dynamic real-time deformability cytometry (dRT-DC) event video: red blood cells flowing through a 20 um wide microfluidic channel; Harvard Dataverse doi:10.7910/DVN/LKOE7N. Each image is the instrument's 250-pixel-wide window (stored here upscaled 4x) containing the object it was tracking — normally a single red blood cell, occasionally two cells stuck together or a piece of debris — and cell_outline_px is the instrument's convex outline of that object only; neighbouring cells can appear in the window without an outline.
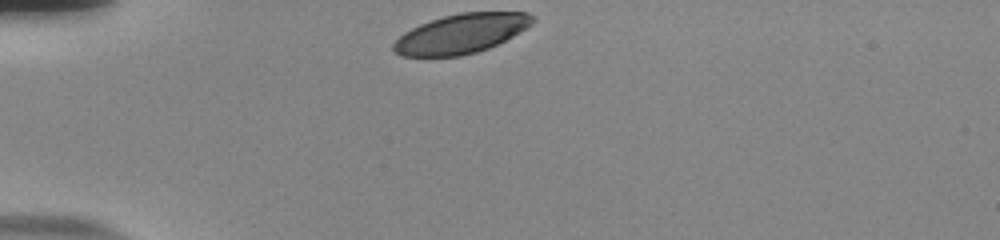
{"species": "human", "species_latin": "Homo sapiens", "temperature_condition": "room temperature", "stored_images_in_passage": 32, "camera_frame_rate_fps": 3000, "um_per_image_px": 0.085, "donor": {"sex": "male"}, "frame": {"image": 1, "passage_image": 1, "time_ms": 0.0, "image_size_px": [1000, 240], "cell_outline_px": [[536, 20], [532, 24], [512, 36], [488, 48], [476, 52], [460, 56], [400, 56], [392, 48], [392, 44], [404, 32], [420, 24], [444, 16], [460, 12], [528, 12], [536, 16]], "centroid_in_image_um": [39.21, 2.85], "position_along_channel_um": 45.8, "area_um2": 31.79}}
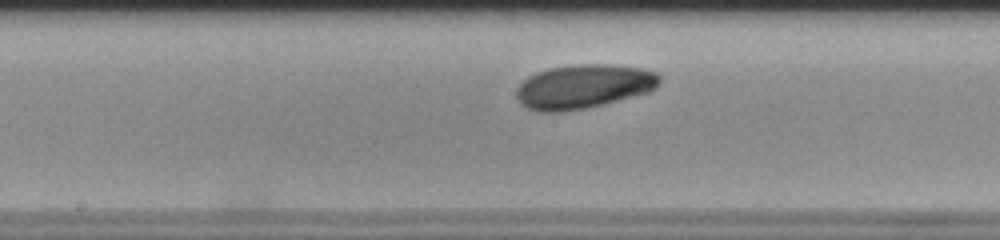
{"frame": {"image": 2, "passage_image": 16, "time_ms": 5.0, "image_size_px": [1000, 240], "cell_outline_px": [[660, 80], [656, 88], [648, 92], [584, 108], [560, 112], [540, 112], [528, 108], [520, 104], [516, 96], [516, 92], [520, 84], [528, 76], [536, 72], [548, 68], [572, 64], [616, 64], [640, 68], [656, 72], [660, 76]], "centroid_in_image_um": [49.58, 7.33], "position_along_channel_um": 198.6, "area_um2": 36.7}}
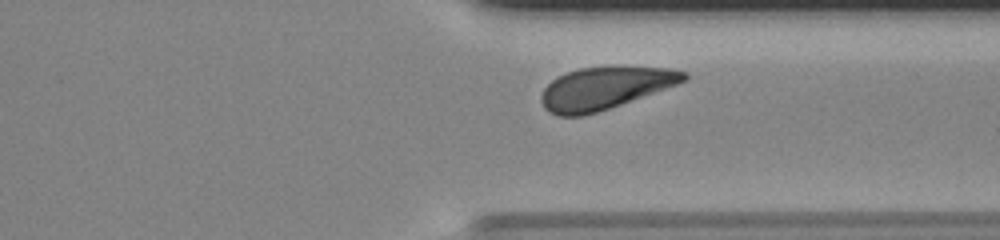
{"frame": {"image": 3, "passage_image": 29, "time_ms": 9.333, "image_size_px": [1000, 240], "cell_outline_px": [[688, 76], [684, 80], [676, 84], [620, 104], [596, 112], [580, 116], [556, 116], [548, 112], [544, 108], [540, 100], [540, 96], [544, 88], [552, 80], [568, 72], [580, 68], [612, 64], [620, 64], [672, 68], [688, 72]], "centroid_in_image_um": [51.41, 7.44], "position_along_channel_um": 360.0, "area_um2": 35.6}, "authors_computed_cell_mechanics": {"area_um2": 35.6337, "velocity_mm_per_s": 3.7162, "shape_relaxation_time_tau1_ms": 1.5537, "shape_relaxation_time_tau2_ms": null, "deformation_change_tau1": 0.0788, "deformation_change_tau2": null}}